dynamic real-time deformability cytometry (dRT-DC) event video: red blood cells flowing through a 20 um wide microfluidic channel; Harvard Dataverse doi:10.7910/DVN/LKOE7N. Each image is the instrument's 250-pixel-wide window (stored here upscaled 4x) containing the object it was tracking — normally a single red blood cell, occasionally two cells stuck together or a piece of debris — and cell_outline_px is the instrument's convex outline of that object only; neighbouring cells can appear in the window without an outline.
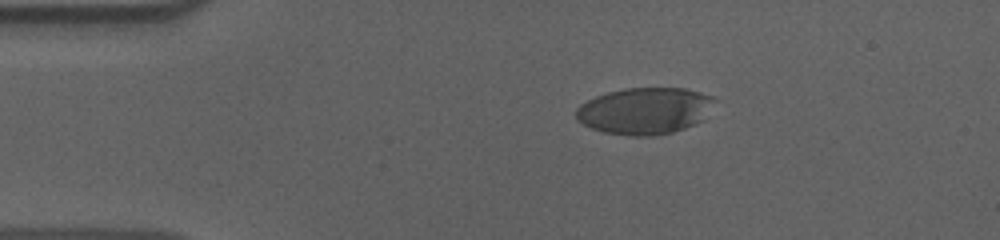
{"species": "human", "species_latin": "Homo sapiens", "temperature_condition": "cold", "stored_images_in_passage": 47, "camera_frame_rate_fps": 3000, "um_per_image_px": 0.085, "donor": {"sex": "male"}, "frame": {"image": 1, "passage_image": 1, "time_ms": 0.0, "image_size_px": [1000, 240], "cell_outline_px": [[720, 100], [704, 120], [696, 124], [672, 132], [652, 136], [632, 136], [604, 132], [592, 128], [576, 120], [576, 108], [580, 104], [596, 96], [608, 92], [624, 88], [684, 88], [700, 92], [712, 96]], "centroid_in_image_um": [54.87, 9.41], "position_along_channel_um": 30.1, "area_um2": 38.15}}
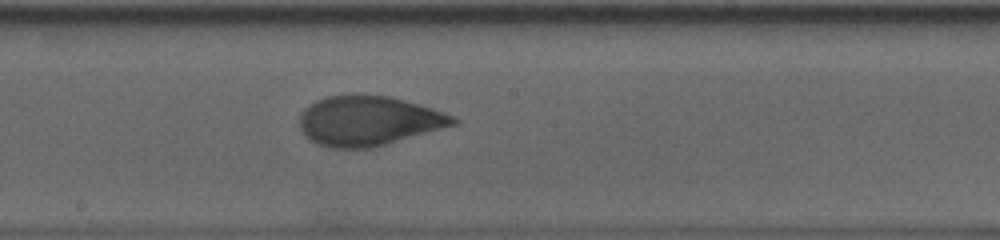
{"frame": {"image": 2, "passage_image": 21, "time_ms": 6.667, "image_size_px": [1000, 240], "cell_outline_px": [[460, 120], [456, 124], [372, 148], [332, 148], [316, 144], [304, 136], [300, 128], [300, 116], [304, 108], [316, 100], [328, 96], [388, 96], [420, 104], [456, 116]], "centroid_in_image_um": [31.32, 10.29], "position_along_channel_um": 216.9, "area_um2": 44.16}}
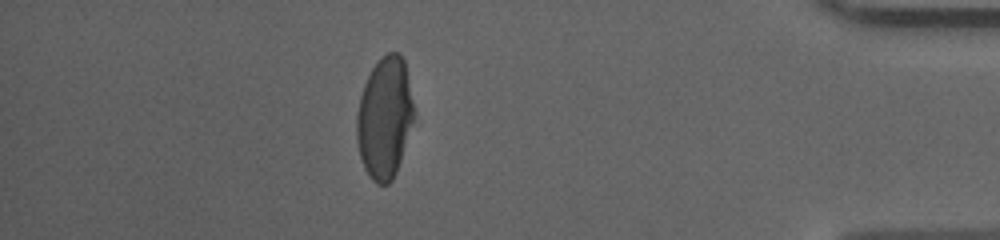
{"frame": {"image": 3, "passage_image": 40, "time_ms": 13.0, "image_size_px": [1000, 240], "cell_outline_px": [[416, 116], [396, 172], [392, 180], [388, 184], [376, 184], [372, 180], [364, 168], [360, 156], [356, 140], [356, 116], [360, 96], [364, 84], [372, 68], [380, 56], [388, 52], [400, 52], [404, 60], [416, 112]], "centroid_in_image_um": [32.71, 9.99], "position_along_channel_um": 402.5, "area_um2": 41.04}, "authors_computed_cell_mechanics": {"area_um2": 43.2922, "velocity_mm_per_s": 3.6171, "shape_relaxation_time_tau1_ms": 10.1755, "shape_relaxation_time_tau2_ms": 1.2113, "deformation_change_tau1": 0.2699, "deformation_change_tau2": 0.0666}}